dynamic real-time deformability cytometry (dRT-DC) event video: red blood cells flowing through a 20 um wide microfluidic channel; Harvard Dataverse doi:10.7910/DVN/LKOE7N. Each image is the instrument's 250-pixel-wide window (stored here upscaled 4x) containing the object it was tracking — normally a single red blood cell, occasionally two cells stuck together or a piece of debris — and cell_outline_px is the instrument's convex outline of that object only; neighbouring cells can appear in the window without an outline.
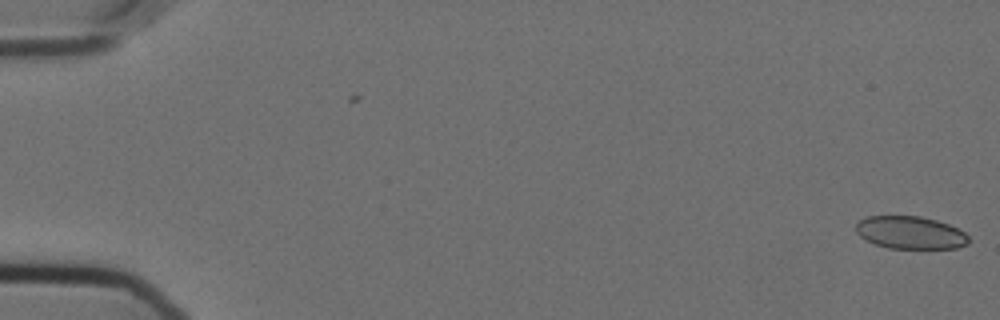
{"species": "Egyptian fruit bat (a non-hibernating species)", "species_latin": "Rousettus aegyptiacus", "temperature_condition": "cold", "stored_images_in_passage": 2, "camera_frame_rate_fps": 3000, "um_per_image_px": 0.085, "animal": {"sex": "female"}, "frame": {"image": 1, "passage_image": 2, "time_ms": 0.333, "image_size_px": [1000, 320], "cell_outline_px": [[968, 244], [956, 248], [888, 248], [876, 244], [860, 236], [856, 232], [856, 224], [860, 220], [868, 216], [920, 216], [936, 220], [948, 224], [964, 232], [968, 236]], "centroid_in_image_um": [77.38, 19.77], "position_along_channel_um": 7.6, "area_um2": 21.27}}